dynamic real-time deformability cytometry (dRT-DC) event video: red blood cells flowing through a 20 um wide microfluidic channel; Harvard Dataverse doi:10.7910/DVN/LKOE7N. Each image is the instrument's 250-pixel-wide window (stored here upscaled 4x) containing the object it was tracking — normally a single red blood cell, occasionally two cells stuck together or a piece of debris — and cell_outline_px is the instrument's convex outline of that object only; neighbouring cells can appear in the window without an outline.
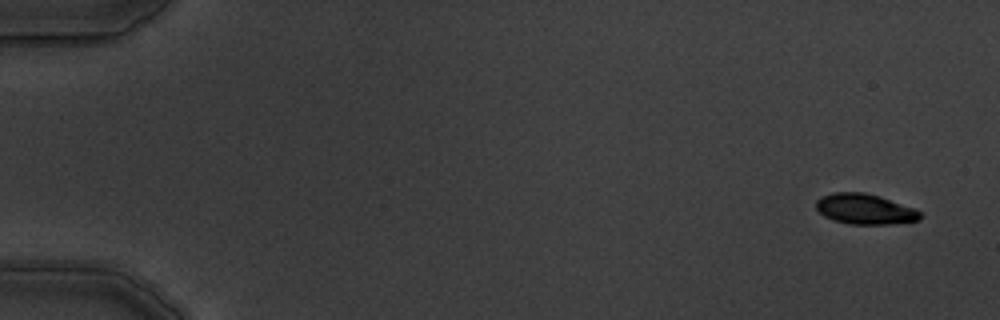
{"species": "common noctule bat (a hibernating species)", "species_latin": "Nyctalus noctula", "temperature_condition": "warm", "stored_images_in_passage": 9, "camera_frame_rate_fps": 3000, "um_per_image_px": 0.085, "animal": {"sex": "male", "body_mass_g": 19.5, "forearm_length_mm": 54.6}, "frame": {"image": 1, "passage_image": 1, "time_ms": 0.0, "image_size_px": [1000, 320], "cell_outline_px": [[924, 216], [916, 220], [892, 224], [848, 224], [832, 220], [824, 216], [816, 208], [816, 200], [820, 196], [832, 192], [864, 192], [880, 196], [916, 208]], "centroid_in_image_um": [73.5, 17.76], "position_along_channel_um": 11.5, "area_um2": 18.67}}
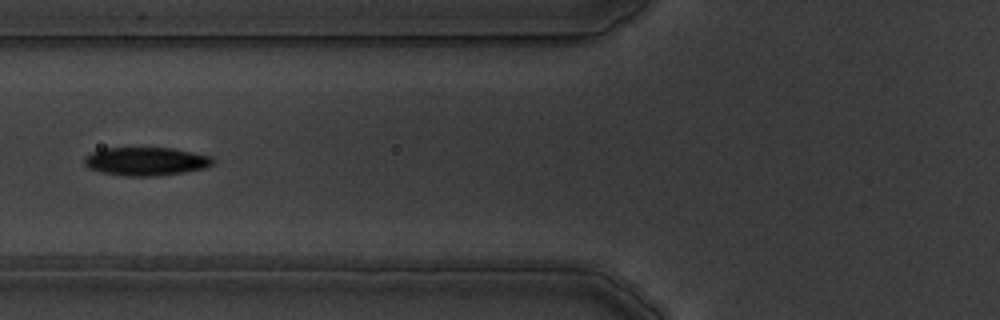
{"frame": {"image": 2, "passage_image": 6, "time_ms": 6.667, "image_size_px": [1000, 320], "cell_outline_px": [[216, 160], [212, 164], [204, 168], [184, 172], [156, 176], [128, 176], [100, 172], [88, 168], [84, 164], [84, 156], [92, 152], [104, 148], [176, 148], [212, 156]], "centroid_in_image_um": [12.42, 13.71], "position_along_channel_um": 113.4, "area_um2": 21.39}}
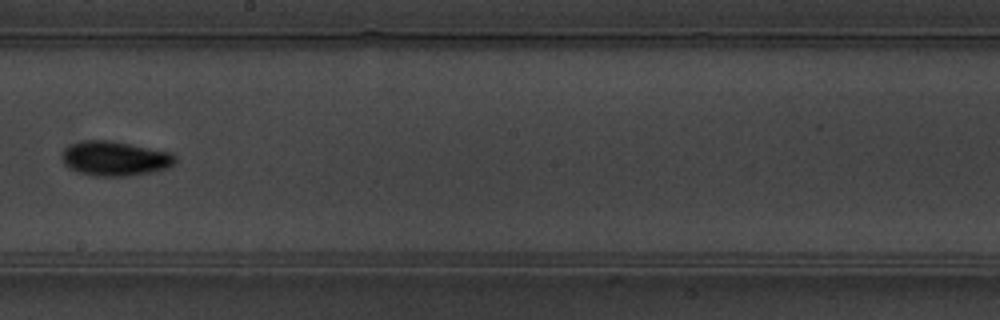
{"frame": {"image": 3, "passage_image": 9, "time_ms": 10.0, "image_size_px": [1000, 320], "cell_outline_px": [[176, 160], [168, 168], [152, 172], [128, 176], [96, 176], [80, 172], [68, 168], [60, 160], [60, 152], [64, 148], [72, 144], [84, 140], [112, 140], [172, 152], [176, 156]], "centroid_in_image_um": [9.74, 13.46], "position_along_channel_um": 238.5, "area_um2": 23.18}}